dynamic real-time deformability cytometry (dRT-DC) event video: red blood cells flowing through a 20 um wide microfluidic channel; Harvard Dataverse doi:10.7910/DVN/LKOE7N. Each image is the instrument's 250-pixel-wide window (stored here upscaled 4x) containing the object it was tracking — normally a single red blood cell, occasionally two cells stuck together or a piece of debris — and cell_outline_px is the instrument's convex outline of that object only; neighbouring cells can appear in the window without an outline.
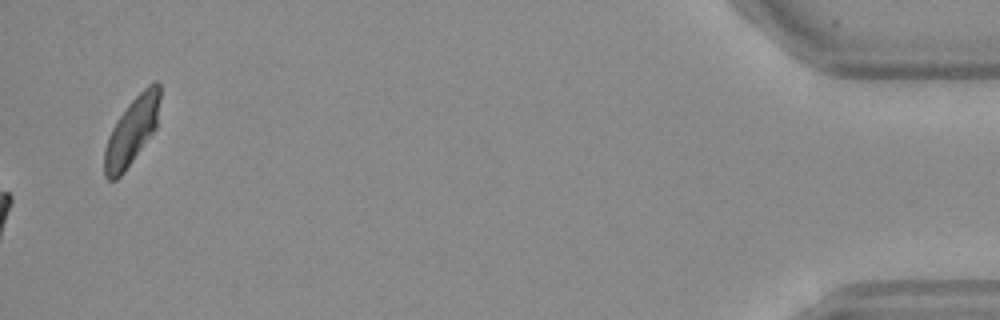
{"species": "Egyptian fruit bat (a non-hibernating species)", "species_latin": "Rousettus aegyptiacus", "temperature_condition": "warm", "stored_images_in_passage": 49, "camera_frame_rate_fps": 3000, "um_per_image_px": 0.085, "frame": {"image": 1, "passage_image": 49, "time_ms": 16.0, "image_size_px": [1000, 320], "cell_outline_px": [[160, 96], [156, 128], [124, 172], [116, 180], [108, 180], [104, 176], [104, 148], [108, 136], [112, 128], [128, 104], [148, 84], [156, 80], [160, 84]], "centroid_in_image_um": [11.19, 11.15], "position_along_channel_um": 424.0, "area_um2": 21.62}, "authors_computed_cell_mechanics": {"area_um2": 21.5016, "velocity_mm_per_s": 4.1859, "shape_relaxation_time_tau1_ms": 5.6224, "shape_relaxation_time_tau2_ms": 2.2153, "deformation_change_tau1": 0.2134, "deformation_change_tau2": 0.1151}}